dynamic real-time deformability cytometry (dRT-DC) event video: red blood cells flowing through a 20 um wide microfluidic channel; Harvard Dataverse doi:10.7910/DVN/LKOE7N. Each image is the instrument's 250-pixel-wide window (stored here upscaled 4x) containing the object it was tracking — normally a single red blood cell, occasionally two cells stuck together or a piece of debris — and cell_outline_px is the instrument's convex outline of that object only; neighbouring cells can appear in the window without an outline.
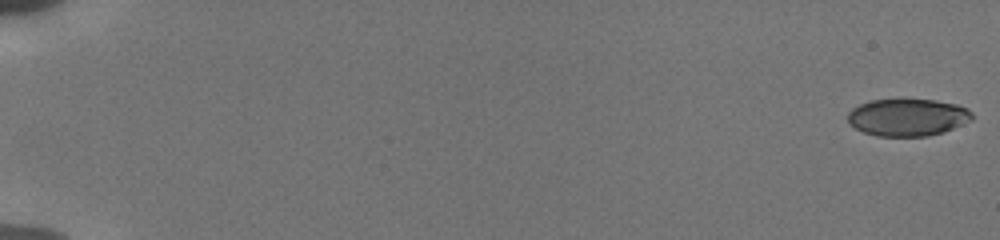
{"species": "human", "species_latin": "Homo sapiens", "temperature_condition": "cold", "stored_images_in_passage": 55, "camera_frame_rate_fps": 3000, "um_per_image_px": 0.085, "donor": {"sex": "male"}, "frame": {"image": 1, "passage_image": 1, "time_ms": 0.0, "image_size_px": [1000, 240], "cell_outline_px": [[972, 120], [944, 132], [928, 136], [876, 136], [864, 132], [856, 128], [848, 120], [848, 112], [852, 108], [860, 104], [872, 100], [936, 100], [956, 104], [968, 108], [972, 112]], "centroid_in_image_um": [77.17, 9.98], "position_along_channel_um": 7.8, "area_um2": 26.88}}
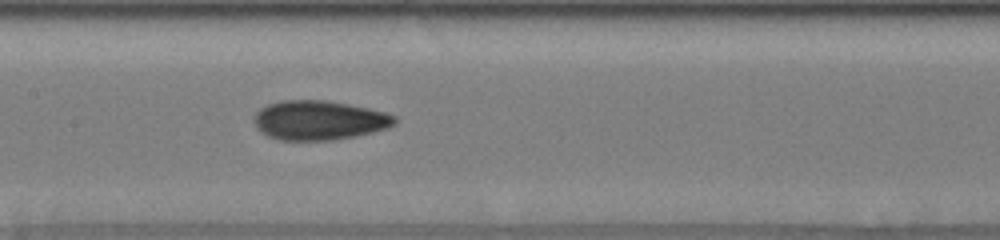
{"frame": {"image": 2, "passage_image": 30, "time_ms": 9.667, "image_size_px": [1000, 240], "cell_outline_px": [[396, 124], [388, 128], [372, 132], [332, 140], [280, 140], [268, 136], [260, 132], [256, 128], [252, 116], [260, 108], [268, 104], [280, 100], [328, 100], [368, 108], [384, 112], [396, 116]], "centroid_in_image_um": [27.08, 10.21], "position_along_channel_um": 180.3, "area_um2": 32.43}}
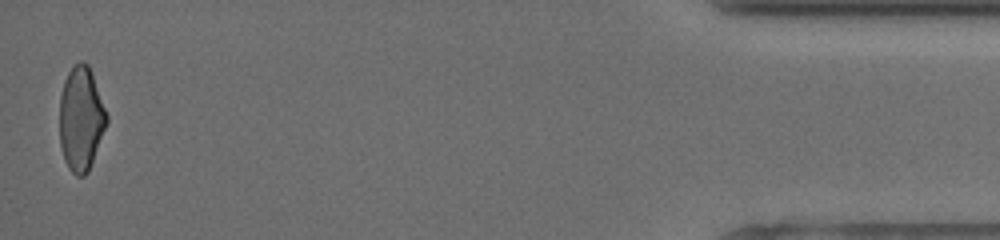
{"frame": {"image": 3, "passage_image": 55, "time_ms": 18.0, "image_size_px": [1000, 240], "cell_outline_px": [[108, 120], [88, 172], [84, 176], [76, 176], [68, 168], [64, 160], [60, 144], [60, 96], [64, 80], [72, 64], [80, 60], [84, 60], [88, 64], [92, 72], [108, 116]], "centroid_in_image_um": [6.88, 10.06], "position_along_channel_um": 428.3, "area_um2": 28.73}, "authors_computed_cell_mechanics": {"area_um2": 29.9404, "velocity_mm_per_s": 3.8698, "shape_relaxation_time_tau1_ms": 8.9433, "shape_relaxation_time_tau2_ms": 2.3485, "deformation_change_tau1": 0.2108, "deformation_change_tau2": 0.0711}}